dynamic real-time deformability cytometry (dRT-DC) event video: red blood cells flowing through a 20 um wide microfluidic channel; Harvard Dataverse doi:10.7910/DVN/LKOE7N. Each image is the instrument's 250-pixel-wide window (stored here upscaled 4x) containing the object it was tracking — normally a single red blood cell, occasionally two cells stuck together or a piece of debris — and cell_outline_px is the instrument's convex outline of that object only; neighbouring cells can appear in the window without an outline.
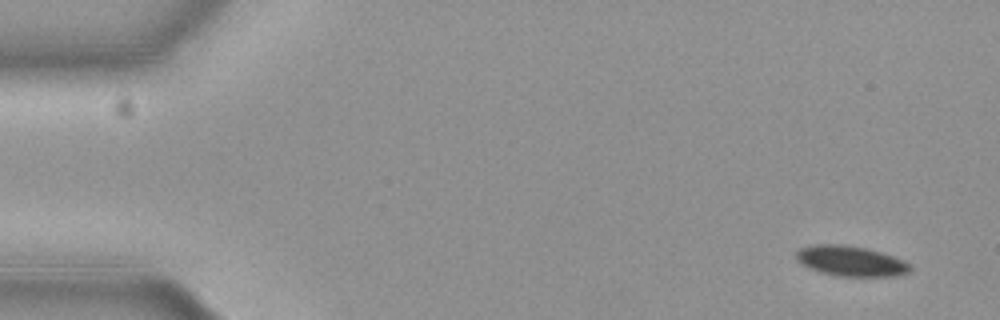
{"species": "common noctule bat (a hibernating species)", "species_latin": "Nyctalus noctula", "temperature_condition": "cold", "stored_images_in_passage": 54, "camera_frame_rate_fps": 3000, "um_per_image_px": 0.085, "animal": {"sex": "female", "body_mass_g": 19.3, "forearm_length_mm": 54.1}, "frame": {"image": 1, "passage_image": 1, "time_ms": 0.0, "image_size_px": [1000, 320], "cell_outline_px": [[912, 268], [908, 272], [896, 276], [836, 276], [820, 272], [808, 268], [800, 264], [796, 260], [796, 252], [800, 248], [812, 244], [844, 244], [868, 248], [904, 260], [912, 264]], "centroid_in_image_um": [72.29, 22.18], "position_along_channel_um": 12.7, "area_um2": 20.4}}
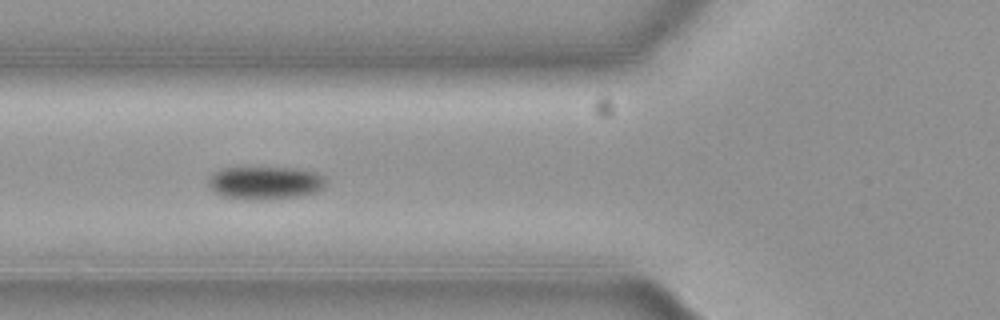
{"frame": {"image": 2, "passage_image": 19, "time_ms": 6.0, "image_size_px": [1000, 320], "cell_outline_px": [[324, 188], [316, 192], [304, 196], [268, 200], [252, 200], [220, 196], [212, 192], [208, 184], [208, 180], [212, 172], [224, 168], [296, 168], [316, 172], [324, 176]], "centroid_in_image_um": [22.52, 15.56], "position_along_channel_um": 103.3, "area_um2": 23.0}}
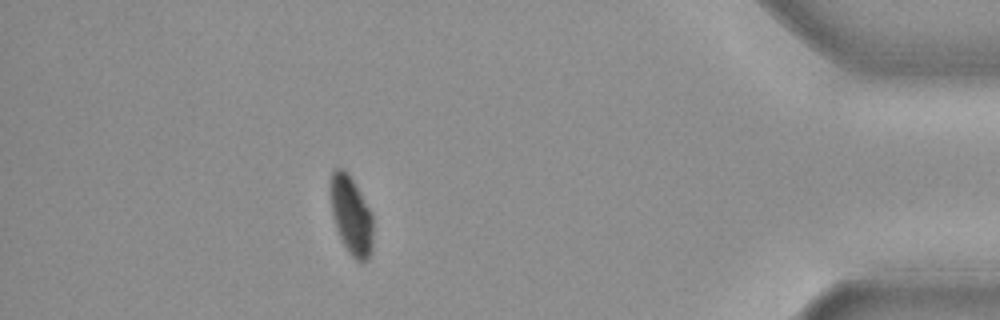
{"frame": {"image": 3, "passage_image": 48, "time_ms": 15.667, "image_size_px": [1000, 320], "cell_outline_px": [[372, 252], [368, 260], [360, 264], [348, 252], [336, 228], [332, 212], [328, 180], [332, 172], [336, 168], [344, 168], [352, 180], [372, 212]], "centroid_in_image_um": [29.84, 18.31], "position_along_channel_um": 405.4, "area_um2": 19.65}}